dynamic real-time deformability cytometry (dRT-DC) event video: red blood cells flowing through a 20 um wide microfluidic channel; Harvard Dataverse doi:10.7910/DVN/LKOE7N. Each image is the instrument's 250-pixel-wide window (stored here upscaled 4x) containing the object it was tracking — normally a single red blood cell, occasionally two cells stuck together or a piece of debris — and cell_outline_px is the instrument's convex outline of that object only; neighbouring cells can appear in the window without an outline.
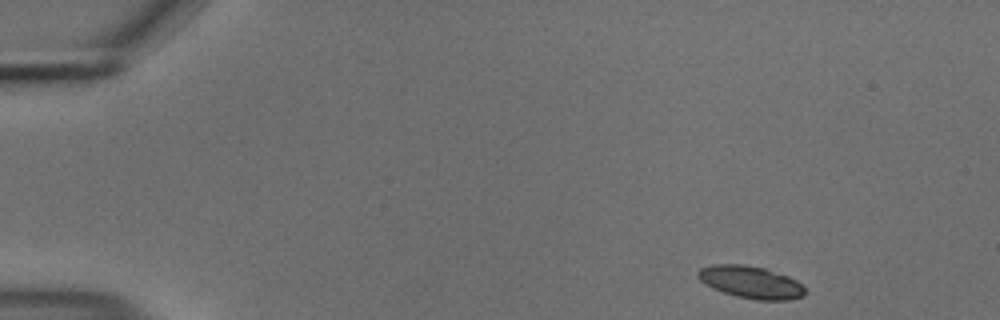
{"species": "common noctule bat (a hibernating species)", "species_latin": "Nyctalus noctula", "temperature_condition": "cold", "stored_images_in_passage": 50, "camera_frame_rate_fps": 3000, "um_per_image_px": 0.085, "animal": {"sex": "male", "body_mass_g": 18.8}, "frame": {"image": 1, "passage_image": 1, "time_ms": 0.0, "image_size_px": [1000, 320], "cell_outline_px": [[804, 296], [788, 300], [756, 300], [736, 296], [712, 288], [700, 280], [696, 276], [696, 272], [700, 268], [712, 264], [744, 264], [764, 268], [788, 276], [796, 280], [804, 288]], "centroid_in_image_um": [63.79, 23.98], "position_along_channel_um": 21.2, "area_um2": 20.17}}
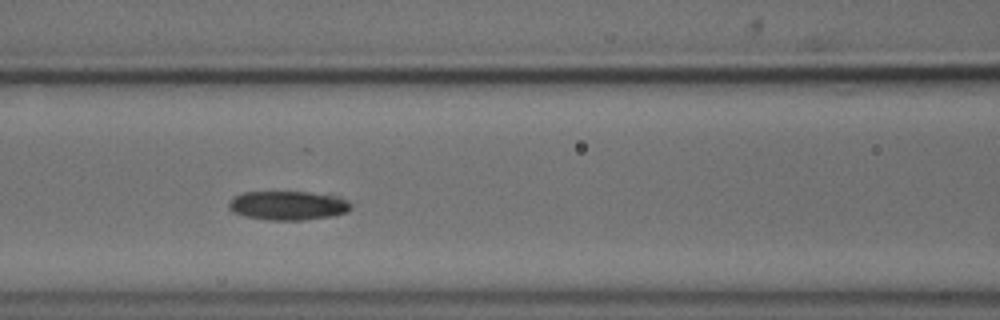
{"frame": {"image": 2, "passage_image": 19, "time_ms": 6.0, "image_size_px": [1000, 320], "cell_outline_px": [[352, 208], [344, 212], [332, 216], [300, 220], [268, 220], [244, 216], [232, 212], [228, 208], [228, 204], [232, 196], [244, 192], [328, 192], [348, 200], [352, 204]], "centroid_in_image_um": [24.49, 17.45], "position_along_channel_um": 142.1, "area_um2": 21.1}}
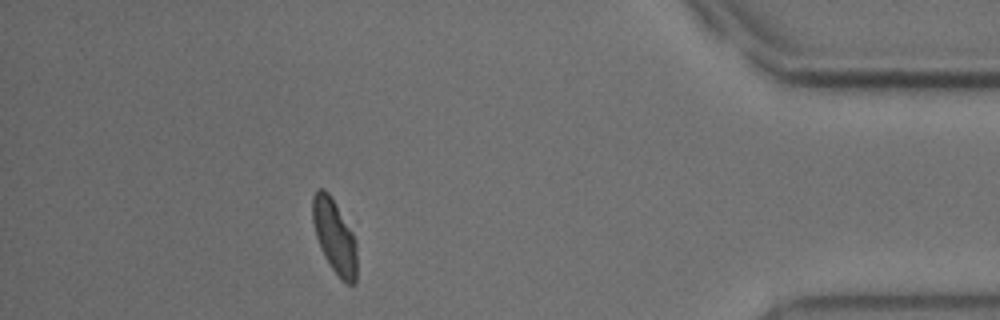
{"frame": {"image": 3, "passage_image": 44, "time_ms": 14.333, "image_size_px": [1000, 320], "cell_outline_px": [[356, 284], [348, 284], [340, 280], [324, 256], [316, 236], [312, 220], [312, 196], [320, 188], [324, 188], [328, 192], [336, 204], [352, 232], [356, 240]], "centroid_in_image_um": [28.43, 20.11], "position_along_channel_um": 406.8, "area_um2": 19.02}, "authors_computed_cell_mechanics": {"area_um2": 20.519, "velocity_mm_per_s": 3.6743, "shape_relaxation_time_tau1_ms": 4.7308, "shape_relaxation_time_tau2_ms": 1.9618, "deformation_change_tau1": 0.1264, "deformation_change_tau2": 0.0462}}